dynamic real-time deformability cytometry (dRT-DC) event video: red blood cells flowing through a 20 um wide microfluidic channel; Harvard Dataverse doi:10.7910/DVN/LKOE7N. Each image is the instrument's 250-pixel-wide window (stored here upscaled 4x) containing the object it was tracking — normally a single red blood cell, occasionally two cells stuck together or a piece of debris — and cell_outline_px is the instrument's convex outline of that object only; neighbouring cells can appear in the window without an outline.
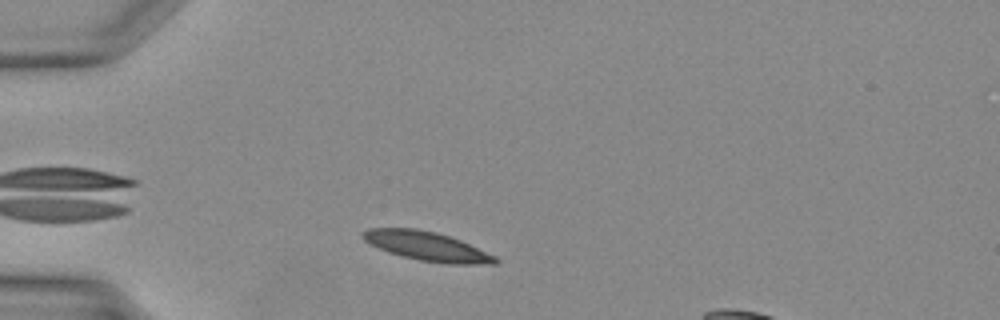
{"species": "Egyptian fruit bat (a non-hibernating species)", "species_latin": "Rousettus aegyptiacus", "temperature_condition": "warm", "stored_images_in_passage": 24, "camera_frame_rate_fps": 3000, "um_per_image_px": 0.085, "animal": {"sex": "female"}, "frame": {"image": 1, "passage_image": 3, "time_ms": 0.667, "image_size_px": [1000, 320], "cell_outline_px": [[500, 260], [496, 264], [448, 264], [420, 260], [388, 252], [364, 240], [360, 236], [368, 228], [416, 228], [436, 232], [460, 240], [496, 256]], "centroid_in_image_um": [36.32, 20.93], "position_along_channel_um": 48.7, "area_um2": 22.25}}
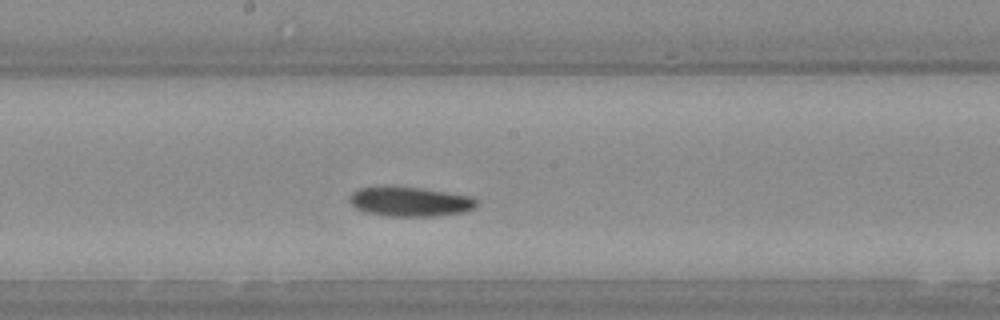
{"frame": {"image": 2, "passage_image": 14, "time_ms": 4.333, "image_size_px": [1000, 320], "cell_outline_px": [[476, 204], [472, 208], [464, 212], [436, 216], [388, 216], [364, 212], [356, 208], [348, 200], [348, 196], [352, 192], [360, 188], [380, 184], [384, 184], [420, 188], [472, 196], [476, 200]], "centroid_in_image_um": [34.76, 17.11], "position_along_channel_um": 213.4, "area_um2": 22.31}}
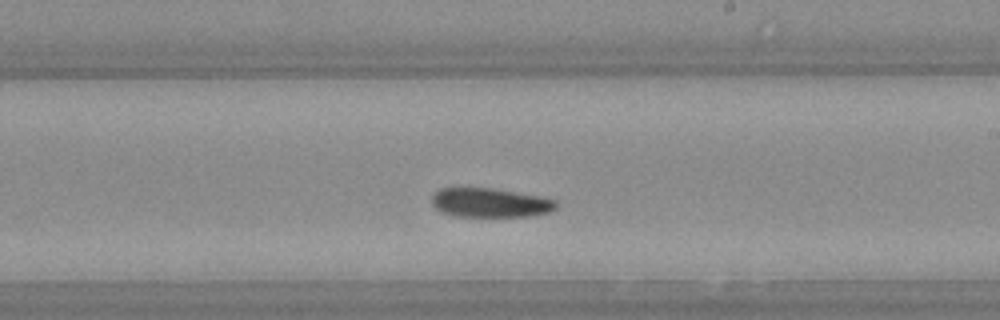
{"frame": {"image": 3, "passage_image": 16, "time_ms": 5.0, "image_size_px": [1000, 320], "cell_outline_px": [[556, 208], [548, 212], [532, 216], [456, 216], [440, 212], [432, 204], [432, 196], [440, 188], [492, 188], [540, 196], [556, 200]], "centroid_in_image_um": [41.65, 17.23], "position_along_channel_um": 247.3, "area_um2": 21.04}}